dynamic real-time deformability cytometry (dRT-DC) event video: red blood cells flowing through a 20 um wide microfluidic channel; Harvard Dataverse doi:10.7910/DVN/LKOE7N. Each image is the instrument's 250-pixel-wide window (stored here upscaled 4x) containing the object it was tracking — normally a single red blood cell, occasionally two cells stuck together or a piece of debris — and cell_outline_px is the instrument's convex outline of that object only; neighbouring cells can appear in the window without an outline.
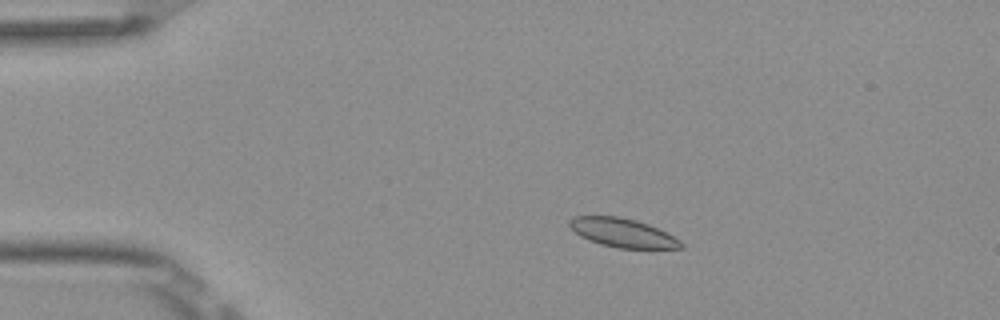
{"species": "Egyptian fruit bat (a non-hibernating species)", "species_latin": "Rousettus aegyptiacus", "temperature_condition": "room temperature", "stored_images_in_passage": 52, "camera_frame_rate_fps": 3000, "um_per_image_px": 0.085, "frame": {"image": 1, "passage_image": 9, "time_ms": 2.667, "image_size_px": [1000, 320], "cell_outline_px": [[684, 248], [616, 248], [600, 244], [588, 240], [580, 236], [568, 224], [568, 220], [576, 216], [616, 216], [636, 220], [648, 224], [680, 240], [684, 244]], "centroid_in_image_um": [52.9, 19.79], "position_along_channel_um": 32.1, "area_um2": 18.55}}
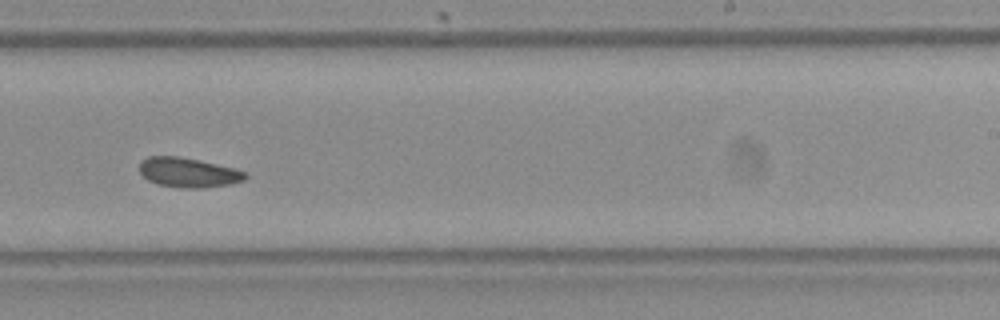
{"frame": {"image": 2, "passage_image": 32, "time_ms": 10.333, "image_size_px": [1000, 320], "cell_outline_px": [[248, 176], [244, 180], [232, 184], [204, 188], [180, 188], [156, 184], [148, 180], [140, 172], [140, 160], [148, 156], [180, 156], [200, 160], [248, 172]], "centroid_in_image_um": [16.01, 14.67], "position_along_channel_um": 273.0, "area_um2": 18.5}}
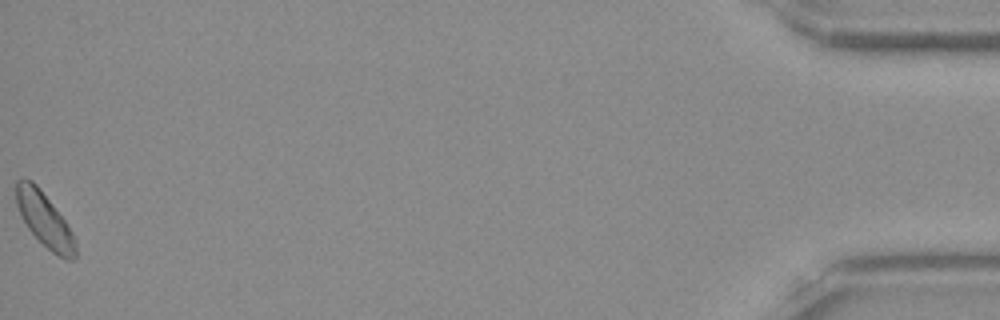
{"frame": {"image": 3, "passage_image": 52, "time_ms": 17.0, "image_size_px": [1000, 320], "cell_outline_px": [[76, 256], [72, 260], [64, 260], [52, 252], [28, 228], [16, 204], [16, 180], [24, 176], [32, 180], [36, 184], [52, 204], [64, 220], [72, 232], [76, 244]], "centroid_in_image_um": [3.78, 18.66], "position_along_channel_um": 431.4, "area_um2": 18.44}}